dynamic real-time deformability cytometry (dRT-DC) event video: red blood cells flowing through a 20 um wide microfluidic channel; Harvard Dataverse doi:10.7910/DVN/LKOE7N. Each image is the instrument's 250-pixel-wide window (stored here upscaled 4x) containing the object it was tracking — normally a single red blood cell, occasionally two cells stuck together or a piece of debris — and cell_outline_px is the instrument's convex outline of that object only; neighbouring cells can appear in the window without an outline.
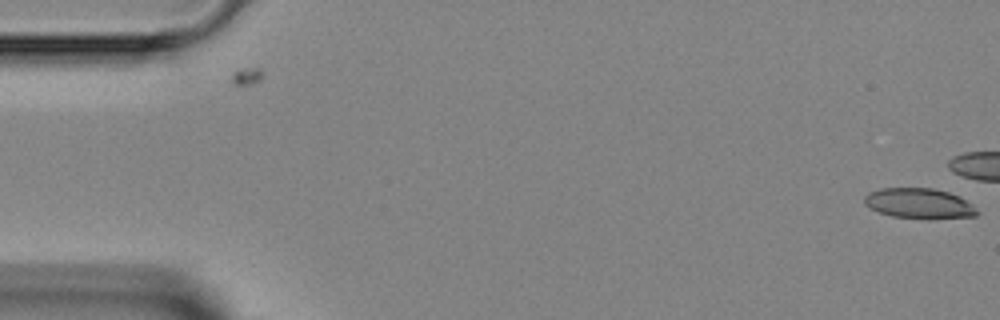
{"species": "Egyptian fruit bat (a non-hibernating species)", "species_latin": "Rousettus aegyptiacus", "temperature_condition": "room temperature", "stored_images_in_passage": 3, "camera_frame_rate_fps": 3000, "um_per_image_px": 0.085, "animal": {"sex": "female"}, "frame": {"image": 1, "passage_image": 3, "time_ms": 0.667, "image_size_px": [1000, 320], "cell_outline_px": [[980, 212], [976, 216], [892, 216], [868, 208], [864, 204], [864, 196], [868, 192], [880, 188], [932, 188], [948, 192], [960, 196], [972, 204]], "centroid_in_image_um": [78.07, 17.23], "position_along_channel_um": 6.9, "area_um2": 19.13}}